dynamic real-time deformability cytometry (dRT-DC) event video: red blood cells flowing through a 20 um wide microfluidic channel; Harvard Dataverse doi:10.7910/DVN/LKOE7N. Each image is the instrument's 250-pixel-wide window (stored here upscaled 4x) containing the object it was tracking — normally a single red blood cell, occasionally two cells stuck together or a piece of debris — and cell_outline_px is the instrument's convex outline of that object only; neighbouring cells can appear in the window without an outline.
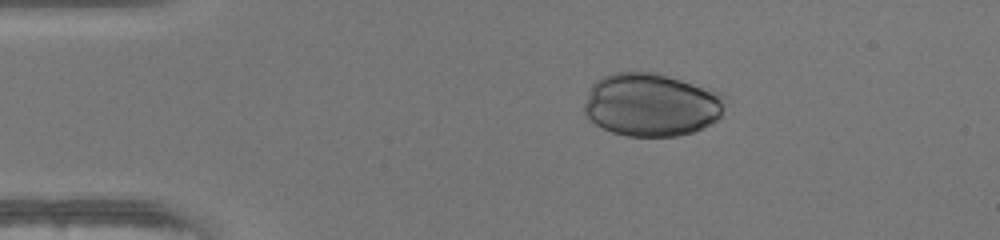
{"species": "human", "species_latin": "Homo sapiens", "temperature_condition": "warm", "stored_images_in_passage": 30, "camera_frame_rate_fps": 3000, "um_per_image_px": 0.085, "donor": {"sex": "female"}, "frame": {"image": 1, "passage_image": 1, "time_ms": 0.0, "image_size_px": [1000, 240], "cell_outline_px": [[732, 100], [720, 116], [716, 120], [692, 132], [676, 136], [628, 136], [612, 132], [596, 124], [584, 112], [584, 104], [588, 92], [592, 84], [596, 80], [612, 72], [656, 72], [712, 88], [724, 92]], "centroid_in_image_um": [55.45, 8.87], "position_along_channel_um": 29.5, "area_um2": 52.66}}
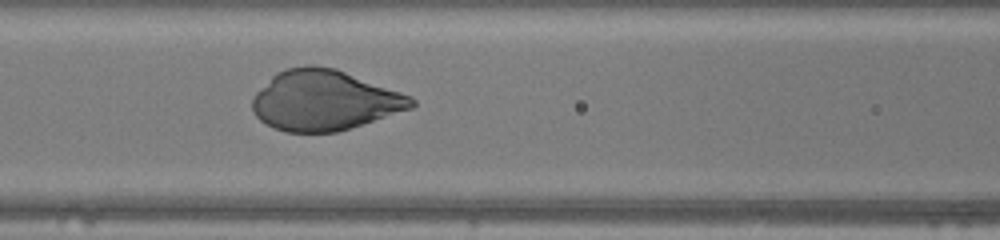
{"frame": {"image": 2, "passage_image": 13, "time_ms": 4.0, "image_size_px": [1000, 240], "cell_outline_px": [[416, 104], [412, 108], [336, 132], [284, 132], [272, 128], [260, 120], [252, 112], [252, 100], [256, 92], [276, 72], [288, 68], [304, 64], [316, 64], [336, 68], [412, 96], [416, 100]], "centroid_in_image_um": [27.55, 8.51], "position_along_channel_um": 139.1, "area_um2": 56.01}}
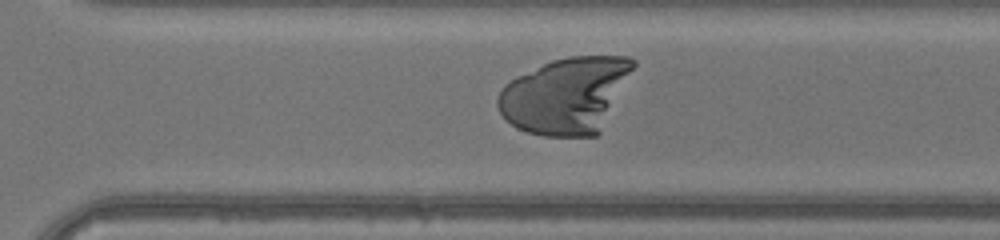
{"frame": {"image": 3, "passage_image": 26, "time_ms": 8.333, "image_size_px": [1000, 240], "cell_outline_px": [[636, 64], [600, 132], [596, 136], [544, 136], [528, 132], [516, 128], [500, 112], [496, 104], [496, 100], [504, 84], [516, 76], [552, 60], [568, 56], [628, 56], [636, 60]], "centroid_in_image_um": [48.09, 8.09], "position_along_channel_um": 322.5, "area_um2": 59.94}}